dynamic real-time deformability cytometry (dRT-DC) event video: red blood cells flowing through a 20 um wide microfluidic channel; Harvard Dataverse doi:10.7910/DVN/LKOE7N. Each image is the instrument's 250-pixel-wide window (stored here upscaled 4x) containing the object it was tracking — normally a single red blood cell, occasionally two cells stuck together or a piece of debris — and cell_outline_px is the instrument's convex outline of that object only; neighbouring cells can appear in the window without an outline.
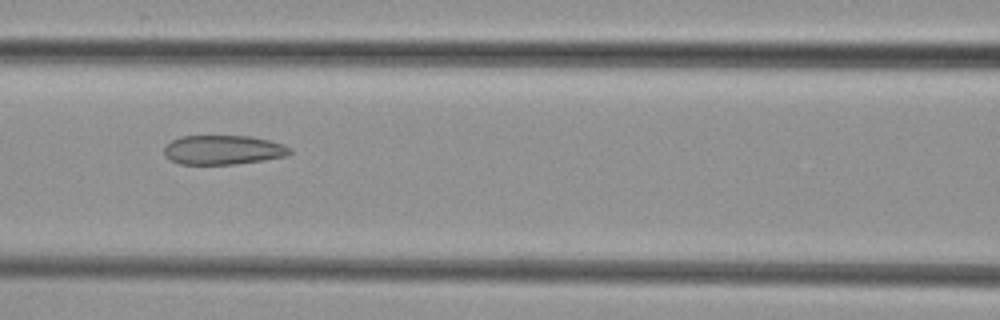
{"species": "common noctule bat (a hibernating species)", "species_latin": "Nyctalus noctula", "temperature_condition": "cold", "stored_images_in_passage": 6, "camera_frame_rate_fps": 3000, "um_per_image_px": 0.085, "animal": {"sex": "female", "body_mass_g": 29.2, "forearm_length_mm": 56.3}, "frame": {"image": 1, "passage_image": 5, "time_ms": 4.667, "image_size_px": [1000, 320], "cell_outline_px": [[292, 152], [288, 156], [264, 160], [236, 164], [180, 164], [164, 156], [164, 148], [172, 140], [180, 136], [252, 136], [284, 144], [292, 148]], "centroid_in_image_um": [19.0, 12.74], "position_along_channel_um": 147.6, "area_um2": 21.62}}
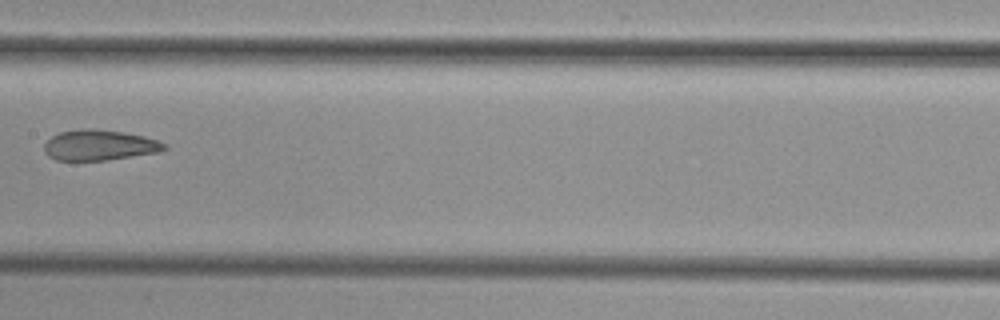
{"frame": {"image": 2, "passage_image": 6, "time_ms": 6.0, "image_size_px": [1000, 320], "cell_outline_px": [[168, 148], [160, 152], [104, 160], [56, 160], [48, 156], [44, 152], [44, 144], [52, 136], [60, 132], [80, 128], [96, 128], [124, 132], [144, 136], [168, 144]], "centroid_in_image_um": [8.46, 12.32], "position_along_channel_um": 198.9, "area_um2": 21.5}}